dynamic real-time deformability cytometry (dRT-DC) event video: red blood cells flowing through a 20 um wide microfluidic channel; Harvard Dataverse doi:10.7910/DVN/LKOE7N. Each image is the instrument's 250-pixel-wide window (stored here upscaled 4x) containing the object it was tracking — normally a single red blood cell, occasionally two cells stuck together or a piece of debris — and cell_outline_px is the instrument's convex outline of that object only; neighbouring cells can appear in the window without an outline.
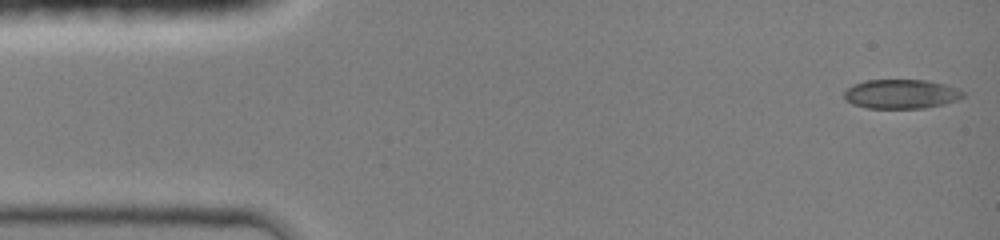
{"species": "common noctule bat (a hibernating species)", "species_latin": "Nyctalus noctula", "temperature_condition": "room temperature", "stored_images_in_passage": 31, "camera_frame_rate_fps": 3000, "um_per_image_px": 0.085, "animal": {"sex": "female", "body_mass_g": 19.0, "forearm_length_mm": 51.5}, "frame": {"image": 1, "passage_image": 1, "time_ms": 0.0, "image_size_px": [1000, 240], "cell_outline_px": [[964, 96], [956, 100], [944, 104], [924, 108], [868, 108], [852, 104], [844, 100], [844, 92], [852, 84], [864, 80], [928, 80], [948, 84], [964, 92]], "centroid_in_image_um": [76.58, 7.98], "position_along_channel_um": 8.4, "area_um2": 20.46}}
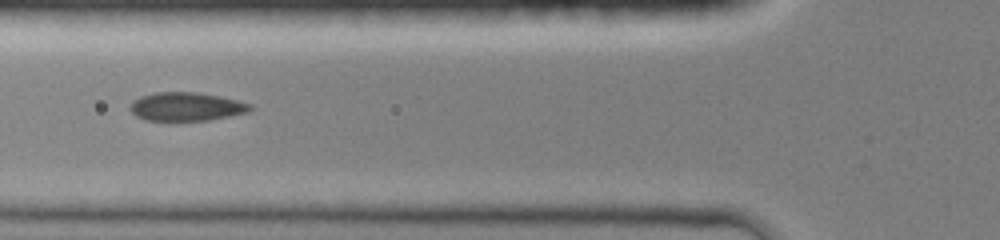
{"frame": {"image": 2, "passage_image": 22, "time_ms": 5.0, "image_size_px": [1000, 240], "cell_outline_px": [[252, 108], [248, 112], [212, 120], [144, 120], [136, 116], [128, 108], [132, 100], [140, 96], [156, 92], [200, 92], [220, 96], [252, 104]], "centroid_in_image_um": [15.82, 9.05], "position_along_channel_um": 110.0, "area_um2": 20.11}}
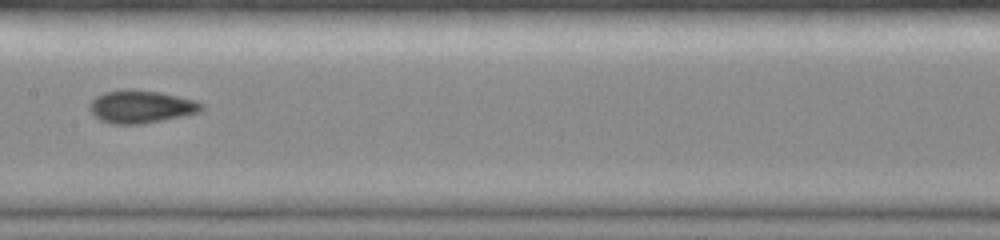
{"frame": {"image": 3, "passage_image": 30, "time_ms": 7.0, "image_size_px": [1000, 240], "cell_outline_px": [[204, 108], [200, 112], [184, 116], [164, 120], [140, 124], [112, 124], [100, 120], [88, 108], [88, 104], [96, 96], [104, 92], [132, 88], [160, 92], [192, 100], [204, 104]], "centroid_in_image_um": [11.97, 9.06], "position_along_channel_um": 195.4, "area_um2": 21.44}}